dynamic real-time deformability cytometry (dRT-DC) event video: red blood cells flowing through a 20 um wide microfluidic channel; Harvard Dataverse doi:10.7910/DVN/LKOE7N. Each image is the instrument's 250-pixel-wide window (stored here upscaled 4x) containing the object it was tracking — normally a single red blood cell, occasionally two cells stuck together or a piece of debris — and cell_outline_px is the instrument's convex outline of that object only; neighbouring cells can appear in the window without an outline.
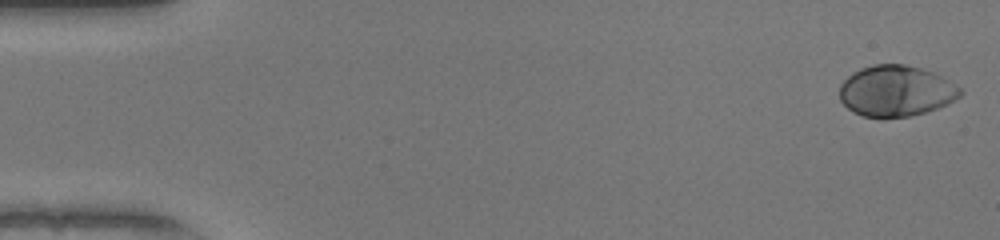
{"species": "human", "species_latin": "Homo sapiens", "temperature_condition": "warm", "stored_images_in_passage": 51, "camera_frame_rate_fps": 3000, "um_per_image_px": 0.085, "donor": {"sex": "female"}, "frame": {"image": 1, "passage_image": 1, "time_ms": 0.0, "image_size_px": [1000, 240], "cell_outline_px": [[964, 92], [960, 96], [948, 104], [924, 112], [908, 116], [864, 116], [852, 112], [840, 100], [840, 84], [852, 72], [860, 68], [872, 64], [904, 64], [920, 68], [932, 72], [956, 84]], "centroid_in_image_um": [76.15, 7.71], "position_along_channel_um": 8.9, "area_um2": 35.6}}
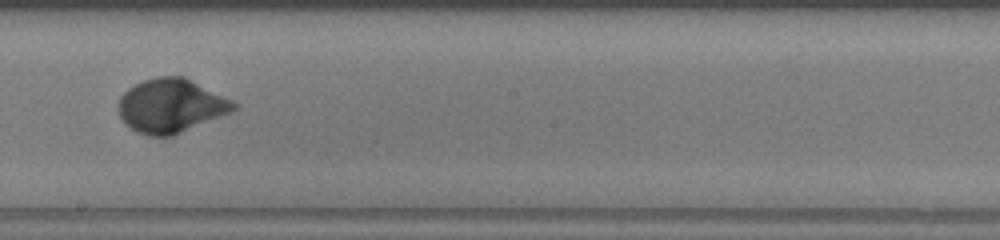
{"frame": {"image": 2, "passage_image": 29, "time_ms": 9.333, "image_size_px": [1000, 240], "cell_outline_px": [[240, 108], [232, 112], [172, 136], [148, 136], [136, 132], [120, 116], [120, 96], [128, 88], [144, 80], [156, 76], [184, 76], [232, 100]], "centroid_in_image_um": [14.57, 8.98], "position_along_channel_um": 233.6, "area_um2": 35.95}}
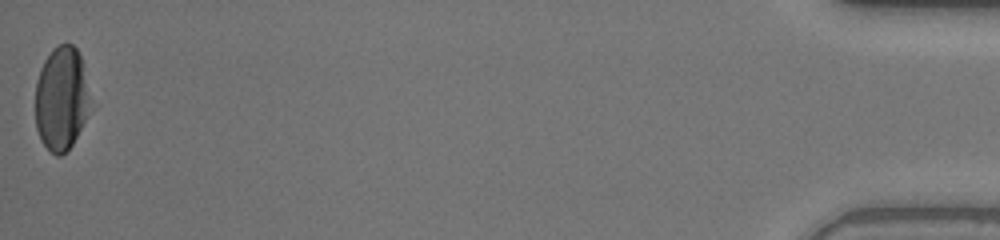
{"frame": {"image": 3, "passage_image": 51, "time_ms": 16.667, "image_size_px": [1000, 240], "cell_outline_px": [[84, 120], [72, 144], [60, 156], [56, 156], [40, 140], [36, 128], [36, 80], [40, 68], [44, 60], [52, 48], [60, 44], [72, 44], [76, 48], [80, 56], [84, 84]], "centroid_in_image_um": [5.1, 8.37], "position_along_channel_um": 430.1, "area_um2": 31.5}, "authors_computed_cell_mechanics": {"area_um2": 34.5644, "velocity_mm_per_s": 4.0471, "shape_relaxation_time_tau1_ms": 2.501, "shape_relaxation_time_tau2_ms": null, "deformation_change_tau1": 0.1816, "deformation_change_tau2": null}}